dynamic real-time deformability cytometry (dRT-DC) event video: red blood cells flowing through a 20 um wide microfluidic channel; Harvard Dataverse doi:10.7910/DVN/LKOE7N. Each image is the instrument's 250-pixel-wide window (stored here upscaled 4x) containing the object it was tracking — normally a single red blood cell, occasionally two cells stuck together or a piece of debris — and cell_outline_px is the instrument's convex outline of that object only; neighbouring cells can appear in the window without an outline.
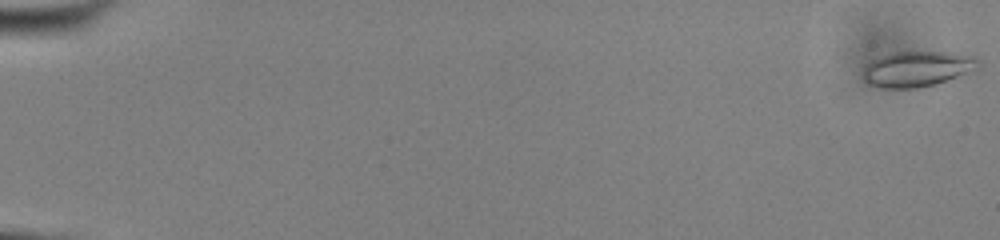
{"species": "common noctule bat (a hibernating species)", "species_latin": "Nyctalus noctula", "temperature_condition": "cold", "stored_images_in_passage": 55, "camera_frame_rate_fps": 3000, "um_per_image_px": 0.085, "animal": {"sex": "male", "body_mass_g": 13.0, "forearm_length_mm": 53.1}, "frame": {"image": 1, "passage_image": 1, "time_ms": 0.0, "image_size_px": [1000, 240], "cell_outline_px": [[980, 68], [932, 84], [916, 88], [880, 88], [868, 84], [864, 80], [864, 64], [876, 56], [888, 52], [944, 52], [972, 56], [980, 60]], "centroid_in_image_um": [77.88, 5.84], "position_along_channel_um": 7.1, "area_um2": 23.81}}
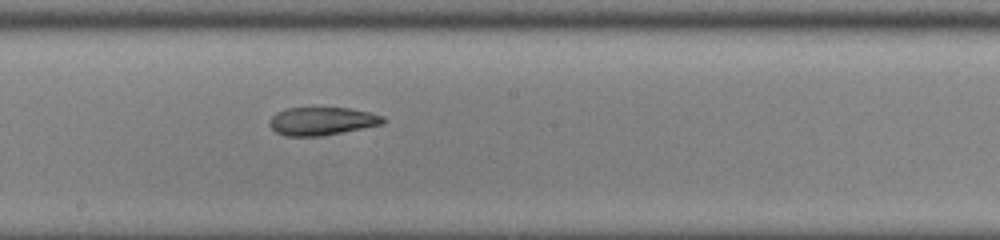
{"frame": {"image": 2, "passage_image": 32, "time_ms": 10.333, "image_size_px": [1000, 240], "cell_outline_px": [[384, 124], [324, 136], [284, 136], [276, 132], [268, 124], [268, 120], [276, 112], [288, 108], [348, 108], [368, 112], [384, 116]], "centroid_in_image_um": [27.34, 10.31], "position_along_channel_um": 220.9, "area_um2": 18.67}}
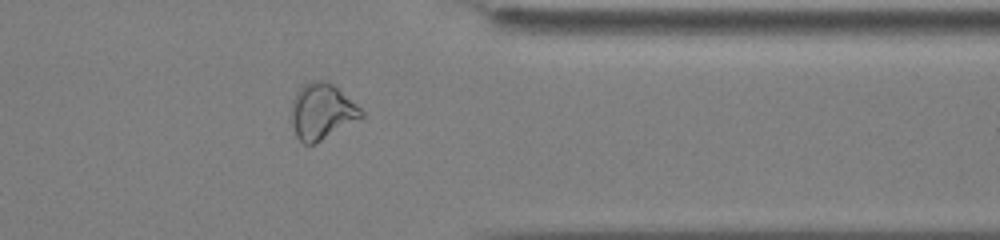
{"frame": {"image": 3, "passage_image": 45, "time_ms": 14.667, "image_size_px": [1000, 240], "cell_outline_px": [[364, 116], [320, 140], [312, 144], [304, 144], [296, 136], [292, 124], [292, 100], [296, 92], [308, 80], [328, 80], [356, 104], [364, 112]], "centroid_in_image_um": [27.33, 9.44], "position_along_channel_um": 384.1, "area_um2": 22.43}, "authors_computed_cell_mechanics": {"area_um2": 21.675, "velocity_mm_per_s": 3.9043, "shape_relaxation_time_tau1_ms": null, "shape_relaxation_time_tau2_ms": 2.7089, "deformation_change_tau1": null, "deformation_change_tau2": 0.1055}}